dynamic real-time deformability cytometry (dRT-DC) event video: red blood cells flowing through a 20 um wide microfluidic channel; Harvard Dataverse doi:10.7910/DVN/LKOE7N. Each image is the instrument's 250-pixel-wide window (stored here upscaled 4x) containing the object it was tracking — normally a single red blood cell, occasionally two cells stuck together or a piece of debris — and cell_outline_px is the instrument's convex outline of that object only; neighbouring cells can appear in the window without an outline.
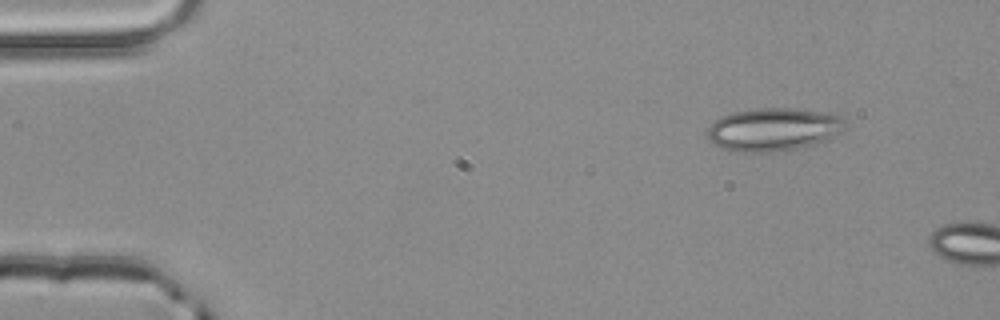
{"species": "common noctule bat (a hibernating species)", "species_latin": "Nyctalus noctula", "temperature_condition": "room temperature", "stored_images_in_passage": 2, "camera_frame_rate_fps": 3000, "um_per_image_px": 0.085, "animal": {"sex": "male", "body_mass_g": 20.4}, "frame": {"image": 1, "passage_image": 1, "time_ms": 0.0, "image_size_px": [1000, 320], "cell_outline_px": [[844, 128], [840, 132], [828, 140], [804, 148], [772, 152], [740, 152], [724, 148], [712, 144], [708, 140], [708, 128], [716, 120], [724, 116], [736, 112], [760, 108], [788, 108], [828, 112], [840, 116], [844, 120]], "centroid_in_image_um": [65.78, 11.02], "position_along_channel_um": 19.2, "area_um2": 34.56}}